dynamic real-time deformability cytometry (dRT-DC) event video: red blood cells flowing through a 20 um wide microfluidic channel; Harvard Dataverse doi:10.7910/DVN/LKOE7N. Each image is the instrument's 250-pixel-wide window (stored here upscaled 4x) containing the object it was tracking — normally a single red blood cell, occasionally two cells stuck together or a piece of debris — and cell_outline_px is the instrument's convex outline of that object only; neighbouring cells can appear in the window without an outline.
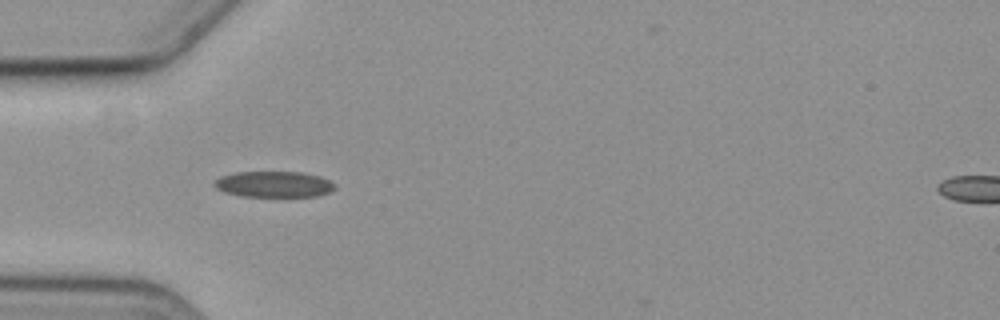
{"species": "common noctule bat (a hibernating species)", "species_latin": "Nyctalus noctula", "temperature_condition": "cold", "stored_images_in_passage": 10, "camera_frame_rate_fps": 3000, "um_per_image_px": 0.085, "animal": {"sex": "female", "body_mass_g": 19.3, "forearm_length_mm": 54.1}, "frame": {"image": 1, "passage_image": 4, "time_ms": 4.333, "image_size_px": [1000, 320], "cell_outline_px": [[336, 188], [332, 192], [316, 196], [240, 196], [224, 192], [216, 188], [212, 184], [220, 176], [236, 172], [300, 172], [320, 176], [336, 184]], "centroid_in_image_um": [23.29, 15.66], "position_along_channel_um": 61.7, "area_um2": 18.32}}
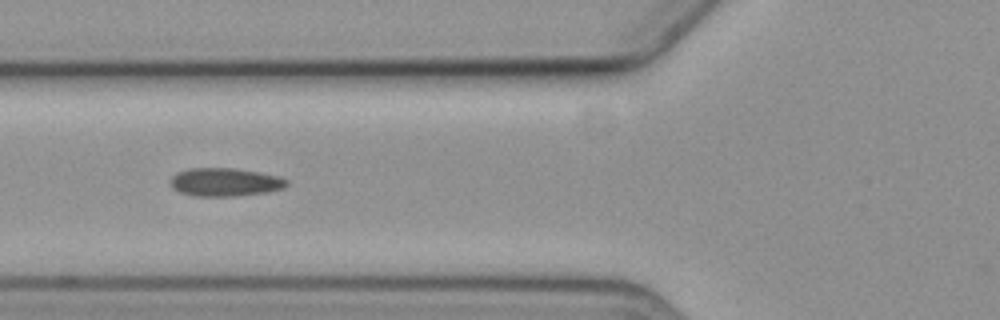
{"frame": {"image": 2, "passage_image": 5, "time_ms": 5.667, "image_size_px": [1000, 320], "cell_outline_px": [[288, 184], [284, 188], [268, 192], [232, 196], [192, 196], [180, 192], [172, 188], [172, 176], [176, 172], [188, 168], [236, 168], [260, 172], [280, 176], [288, 180]], "centroid_in_image_um": [19.15, 15.47], "position_along_channel_um": 106.7, "area_um2": 19.31}}
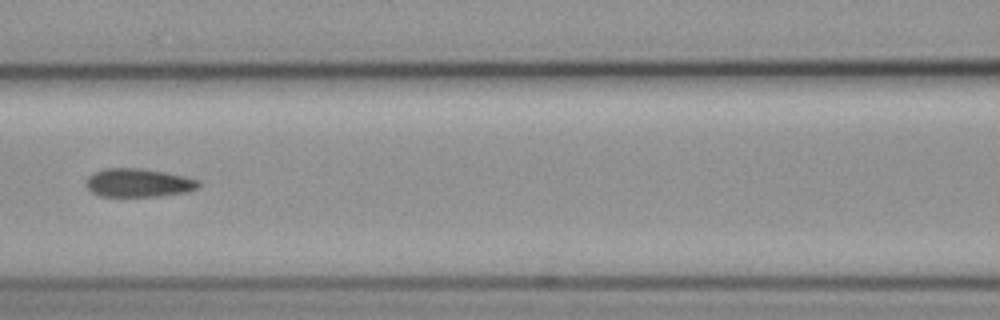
{"frame": {"image": 3, "passage_image": 6, "time_ms": 7.0, "image_size_px": [1000, 320], "cell_outline_px": [[200, 188], [188, 192], [156, 196], [100, 196], [92, 192], [84, 184], [84, 180], [92, 172], [104, 168], [140, 168], [164, 172], [184, 176], [200, 180]], "centroid_in_image_um": [11.75, 15.53], "position_along_channel_um": 154.9, "area_um2": 18.9}}